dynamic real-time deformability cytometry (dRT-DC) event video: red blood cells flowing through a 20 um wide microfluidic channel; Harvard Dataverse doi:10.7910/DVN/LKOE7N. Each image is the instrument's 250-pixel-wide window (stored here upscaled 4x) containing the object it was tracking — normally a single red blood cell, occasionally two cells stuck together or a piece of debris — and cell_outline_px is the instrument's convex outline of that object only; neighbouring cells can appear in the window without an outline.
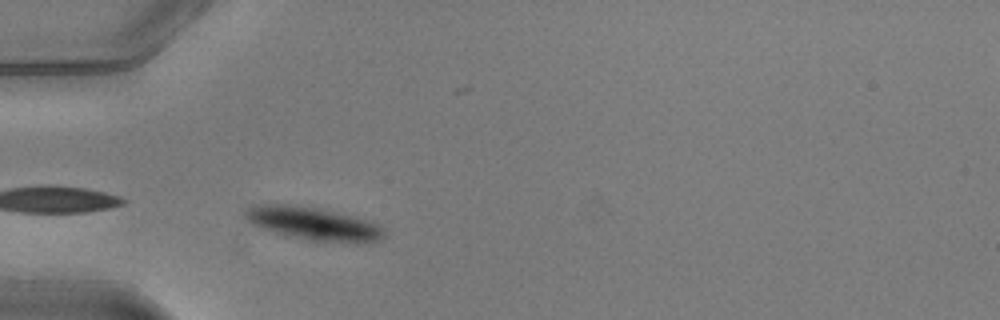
{"species": "common noctule bat (a hibernating species)", "species_latin": "Nyctalus noctula", "temperature_condition": "warm", "stored_images_in_passage": 17, "camera_frame_rate_fps": 3000, "um_per_image_px": 0.085, "animal": {"sex": "male", "body_mass_g": 20.5, "forearm_length_mm": 52.5}, "frame": {"image": 1, "passage_image": 1, "time_ms": 0.0, "image_size_px": [1000, 320], "cell_outline_px": [[384, 236], [380, 240], [308, 240], [260, 228], [244, 220], [240, 216], [244, 208], [260, 204], [288, 204], [320, 208], [372, 220], [380, 224], [384, 228]], "centroid_in_image_um": [26.52, 18.94], "position_along_channel_um": 58.5, "area_um2": 26.47}}
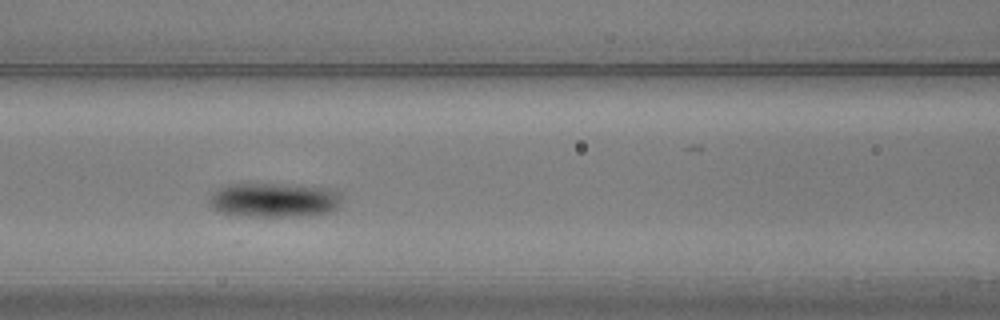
{"frame": {"image": 2, "passage_image": 8, "time_ms": 2.333, "image_size_px": [1000, 320], "cell_outline_px": [[344, 200], [336, 208], [328, 212], [284, 216], [240, 216], [216, 212], [208, 204], [208, 200], [212, 192], [216, 188], [224, 184], [280, 184], [336, 188], [340, 192]], "centroid_in_image_um": [23.25, 16.98], "position_along_channel_um": 143.4, "area_um2": 26.99}}